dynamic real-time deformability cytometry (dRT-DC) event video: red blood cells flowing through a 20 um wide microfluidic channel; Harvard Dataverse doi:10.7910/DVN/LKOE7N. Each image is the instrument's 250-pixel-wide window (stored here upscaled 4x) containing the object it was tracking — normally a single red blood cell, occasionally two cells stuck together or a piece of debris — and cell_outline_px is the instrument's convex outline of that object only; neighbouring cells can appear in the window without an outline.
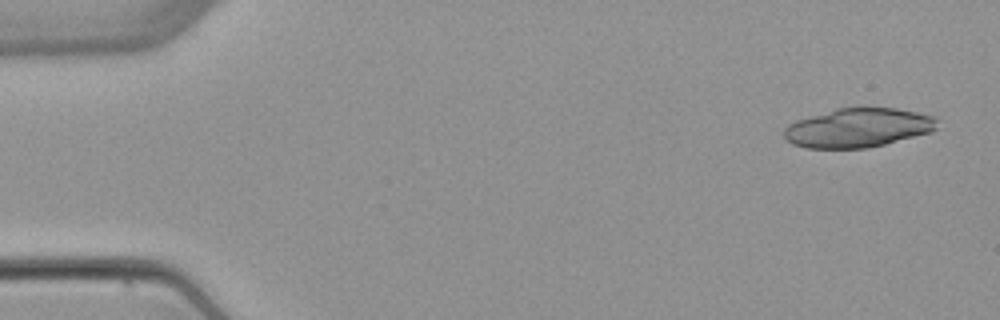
{"species": "common noctule bat (a hibernating species)", "species_latin": "Nyctalus noctula", "temperature_condition": "warm", "stored_images_in_passage": 5, "camera_frame_rate_fps": 3000, "um_per_image_px": 0.085, "animal": {"sex": "female", "body_mass_g": 22.7, "forearm_length_mm": 54.2}, "frame": {"image": 1, "passage_image": 1, "time_ms": 0.0, "image_size_px": [1000, 320], "cell_outline_px": [[936, 128], [928, 132], [884, 144], [868, 148], [808, 148], [792, 144], [784, 140], [784, 128], [788, 124], [796, 120], [836, 108], [896, 108], [936, 116]], "centroid_in_image_um": [72.88, 10.86], "position_along_channel_um": 12.1, "area_um2": 34.68}}